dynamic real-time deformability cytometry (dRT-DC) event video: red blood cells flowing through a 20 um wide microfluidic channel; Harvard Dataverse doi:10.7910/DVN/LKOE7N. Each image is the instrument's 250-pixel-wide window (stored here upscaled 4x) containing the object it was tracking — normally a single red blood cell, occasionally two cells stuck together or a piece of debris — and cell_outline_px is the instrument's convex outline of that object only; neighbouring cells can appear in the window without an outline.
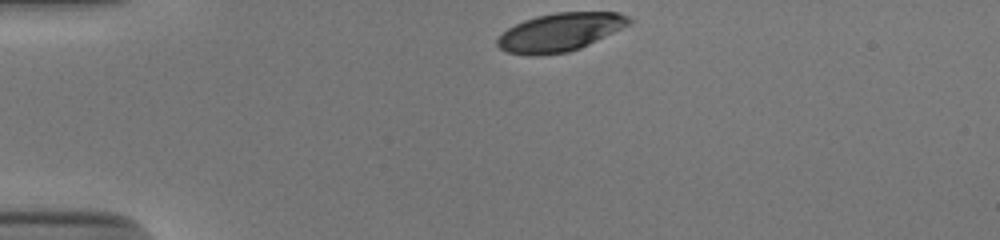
{"species": "human", "species_latin": "Homo sapiens", "temperature_condition": "cold", "stored_images_in_passage": 33, "camera_frame_rate_fps": 3000, "um_per_image_px": 0.085, "donor": {"sex": "male"}, "frame": {"image": 1, "passage_image": 1, "time_ms": 0.0, "image_size_px": [1000, 240], "cell_outline_px": [[632, 24], [580, 48], [568, 52], [536, 56], [528, 56], [508, 52], [500, 48], [496, 44], [496, 40], [508, 28], [524, 20], [536, 16], [556, 12], [620, 12], [628, 16], [632, 20]], "centroid_in_image_um": [47.62, 2.73], "position_along_channel_um": 37.4, "area_um2": 29.42}}
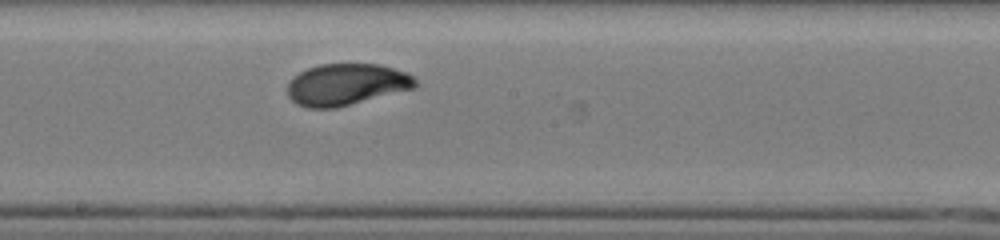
{"frame": {"image": 2, "passage_image": 19, "time_ms": 6.0, "image_size_px": [1000, 240], "cell_outline_px": [[420, 84], [416, 88], [336, 108], [308, 108], [296, 104], [288, 96], [288, 80], [292, 76], [308, 68], [320, 64], [380, 64], [408, 72]], "centroid_in_image_um": [29.46, 7.18], "position_along_channel_um": 218.7, "area_um2": 31.39}}
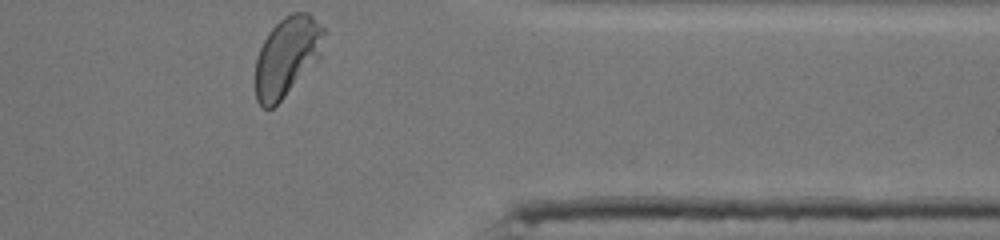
{"frame": {"image": 3, "passage_image": 33, "time_ms": 10.667, "image_size_px": [1000, 240], "cell_outline_px": [[324, 32], [320, 60], [272, 108], [260, 108], [256, 100], [256, 56], [268, 32], [284, 16], [292, 12], [308, 12], [324, 28]], "centroid_in_image_um": [24.4, 4.8], "position_along_channel_um": 387.0, "area_um2": 31.73}, "authors_computed_cell_mechanics": {"area_um2": 31.3276, "velocity_mm_per_s": 3.8424, "shape_relaxation_time_tau1_ms": 2.9903, "shape_relaxation_time_tau2_ms": null, "deformation_change_tau1": 0.1715, "deformation_change_tau2": null}}